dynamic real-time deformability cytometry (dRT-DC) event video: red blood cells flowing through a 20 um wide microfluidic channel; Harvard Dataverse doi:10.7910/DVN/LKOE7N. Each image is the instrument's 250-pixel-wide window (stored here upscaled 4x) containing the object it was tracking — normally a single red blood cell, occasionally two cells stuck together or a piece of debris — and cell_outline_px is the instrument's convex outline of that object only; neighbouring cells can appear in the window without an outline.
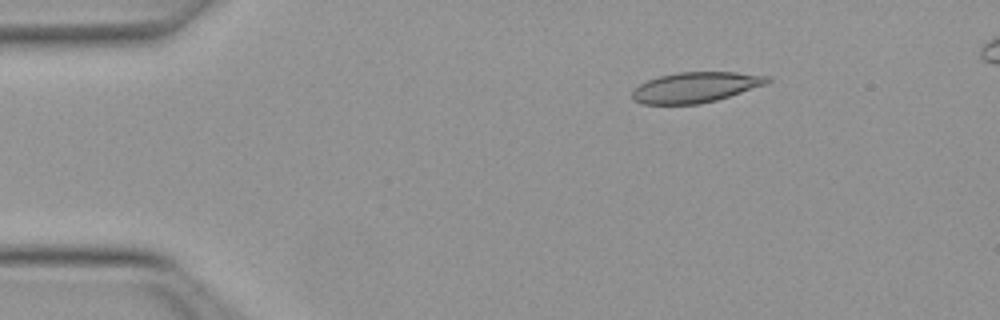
{"species": "Egyptian fruit bat (a non-hibernating species)", "species_latin": "Rousettus aegyptiacus", "temperature_condition": "warm", "stored_images_in_passage": 47, "segment_of_instrument_passage": [1, 2], "camera_frame_rate_fps": 3000, "um_per_image_px": 0.085, "animal": {"sex": "female"}, "frame": {"image": 1, "passage_image": 3, "time_ms": 0.667, "image_size_px": [1000, 320], "cell_outline_px": [[772, 80], [768, 84], [716, 100], [700, 104], [644, 104], [636, 100], [632, 96], [632, 92], [640, 84], [648, 80], [660, 76], [680, 72], [736, 72], [768, 76]], "centroid_in_image_um": [59.17, 7.42], "position_along_channel_um": 25.8, "area_um2": 23.76}}
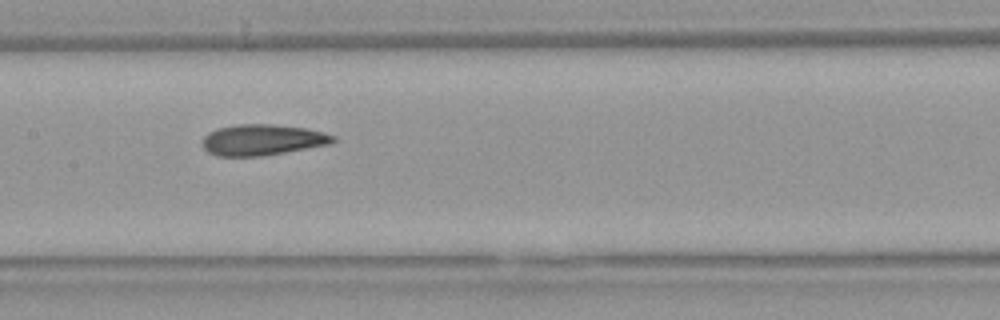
{"frame": {"image": 2, "passage_image": 20, "time_ms": 6.333, "image_size_px": [1000, 320], "cell_outline_px": [[336, 140], [332, 144], [264, 156], [216, 156], [208, 152], [204, 148], [204, 136], [208, 132], [216, 128], [236, 124], [272, 124], [304, 128], [324, 132], [336, 136]], "centroid_in_image_um": [22.33, 11.89], "position_along_channel_um": 185.1, "area_um2": 23.76}}
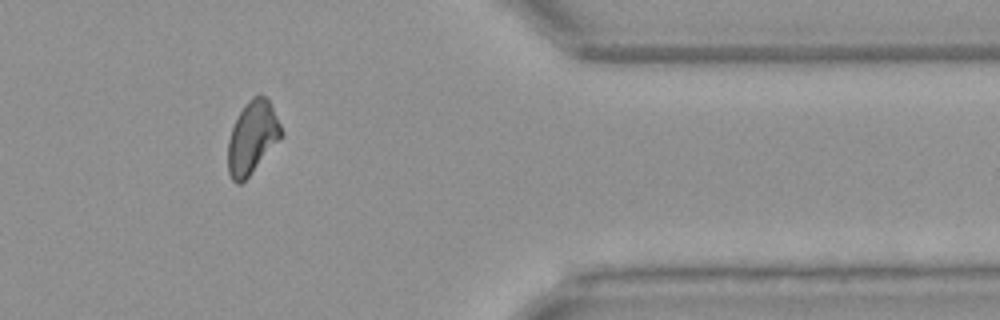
{"frame": {"image": 3, "passage_image": 37, "time_ms": 12.0, "image_size_px": [1000, 320], "cell_outline_px": [[284, 132], [280, 140], [248, 176], [240, 184], [236, 184], [232, 180], [228, 172], [228, 140], [232, 128], [240, 112], [248, 100], [252, 96], [260, 92], [268, 100]], "centroid_in_image_um": [21.44, 11.68], "position_along_channel_um": 390.0, "area_um2": 22.37}}